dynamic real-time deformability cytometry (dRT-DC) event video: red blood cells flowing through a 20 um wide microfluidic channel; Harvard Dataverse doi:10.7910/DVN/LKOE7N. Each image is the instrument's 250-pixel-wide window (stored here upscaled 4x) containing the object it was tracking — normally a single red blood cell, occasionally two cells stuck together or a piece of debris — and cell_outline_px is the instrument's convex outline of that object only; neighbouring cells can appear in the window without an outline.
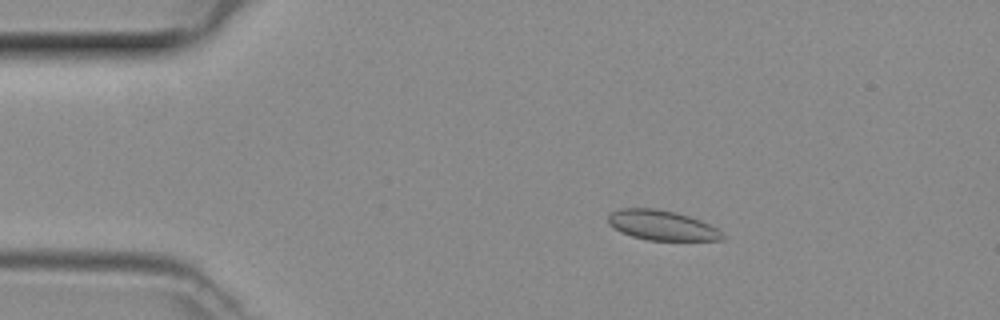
{"species": "common noctule bat (a hibernating species)", "species_latin": "Nyctalus noctula", "temperature_condition": "room temperature", "stored_images_in_passage": 46, "camera_frame_rate_fps": 3000, "um_per_image_px": 0.085, "animal": {"sex": "female", "body_mass_g": 29.2, "forearm_length_mm": 56.3}, "frame": {"image": 1, "passage_image": 9, "time_ms": 2.667, "image_size_px": [1000, 320], "cell_outline_px": [[728, 236], [724, 240], [648, 240], [632, 236], [620, 232], [608, 224], [608, 216], [612, 212], [620, 208], [656, 208], [676, 212], [700, 220], [716, 228]], "centroid_in_image_um": [56.27, 19.15], "position_along_channel_um": 28.7, "area_um2": 20.0}}
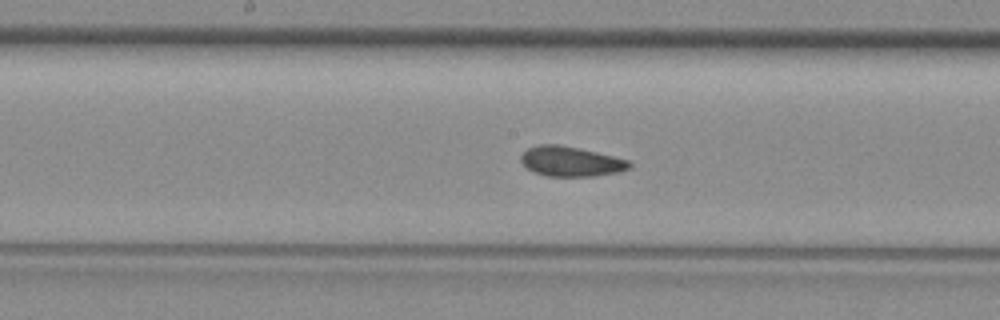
{"frame": {"image": 2, "passage_image": 25, "time_ms": 8.0, "image_size_px": [1000, 320], "cell_outline_px": [[632, 168], [620, 172], [596, 176], [544, 176], [532, 172], [520, 160], [520, 156], [528, 148], [540, 144], [556, 144], [596, 152], [628, 160], [632, 164]], "centroid_in_image_um": [48.53, 13.74], "position_along_channel_um": 199.7, "area_um2": 18.9}}
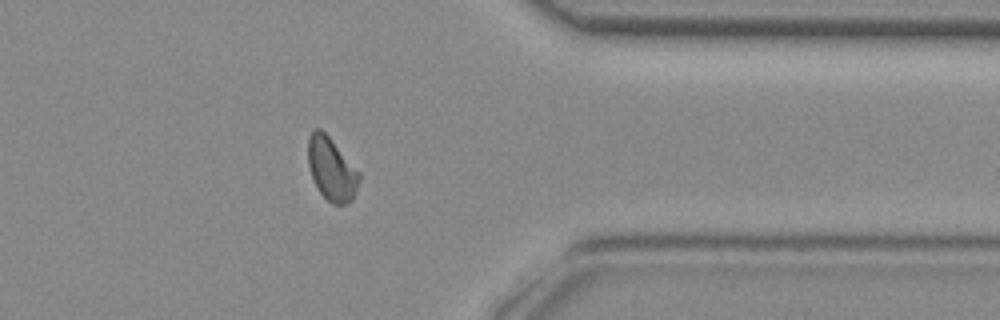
{"frame": {"image": 3, "passage_image": 39, "time_ms": 12.667, "image_size_px": [1000, 320], "cell_outline_px": [[360, 180], [352, 200], [344, 204], [332, 204], [320, 192], [312, 176], [308, 164], [308, 136], [316, 128], [320, 128], [328, 136], [360, 172]], "centroid_in_image_um": [28.18, 14.37], "position_along_channel_um": 383.2, "area_um2": 18.5}}